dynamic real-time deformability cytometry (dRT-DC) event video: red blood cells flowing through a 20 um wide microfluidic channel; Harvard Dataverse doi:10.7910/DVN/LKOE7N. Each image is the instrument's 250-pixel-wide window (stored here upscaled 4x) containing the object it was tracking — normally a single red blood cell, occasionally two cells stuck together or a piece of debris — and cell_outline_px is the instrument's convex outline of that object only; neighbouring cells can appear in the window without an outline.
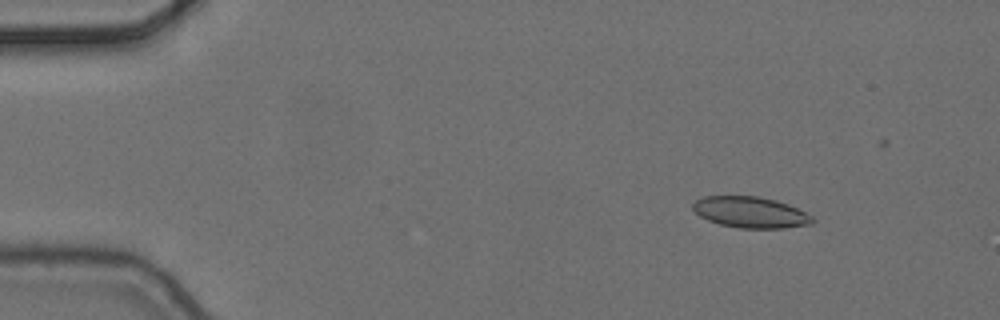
{"species": "common noctule bat (a hibernating species)", "species_latin": "Nyctalus noctula", "temperature_condition": "cold", "stored_images_in_passage": 6, "camera_frame_rate_fps": 3000, "um_per_image_px": 0.085, "animal": {"sex": "female", "body_mass_g": 24.6, "forearm_length_mm": 56.2}, "frame": {"image": 1, "passage_image": 2, "time_ms": 0.333, "image_size_px": [1000, 320], "cell_outline_px": [[816, 220], [812, 224], [784, 228], [740, 228], [720, 224], [708, 220], [700, 216], [692, 208], [692, 204], [696, 200], [704, 196], [756, 196], [776, 200], [788, 204], [812, 216]], "centroid_in_image_um": [63.8, 18.04], "position_along_channel_um": 21.2, "area_um2": 21.62}}
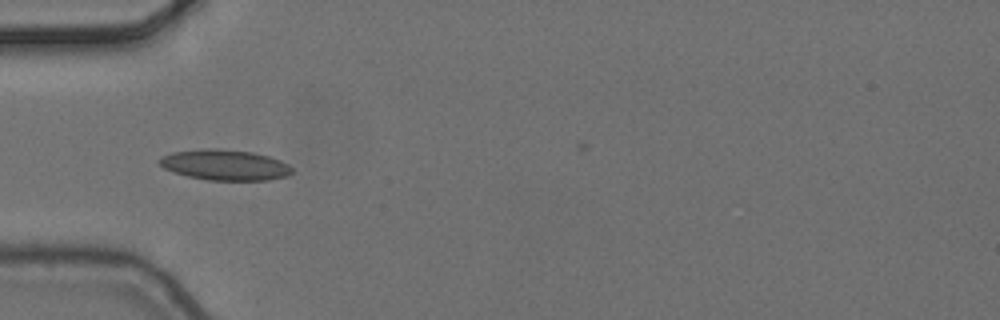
{"frame": {"image": 2, "passage_image": 5, "time_ms": 1.333, "image_size_px": [1000, 320], "cell_outline_px": [[292, 172], [288, 176], [268, 180], [208, 180], [188, 176], [164, 168], [156, 160], [160, 156], [172, 152], [208, 148], [216, 148], [252, 152], [268, 156], [280, 160], [288, 164], [292, 168]], "centroid_in_image_um": [19.11, 14.01], "position_along_channel_um": 65.9, "area_um2": 23.64}}